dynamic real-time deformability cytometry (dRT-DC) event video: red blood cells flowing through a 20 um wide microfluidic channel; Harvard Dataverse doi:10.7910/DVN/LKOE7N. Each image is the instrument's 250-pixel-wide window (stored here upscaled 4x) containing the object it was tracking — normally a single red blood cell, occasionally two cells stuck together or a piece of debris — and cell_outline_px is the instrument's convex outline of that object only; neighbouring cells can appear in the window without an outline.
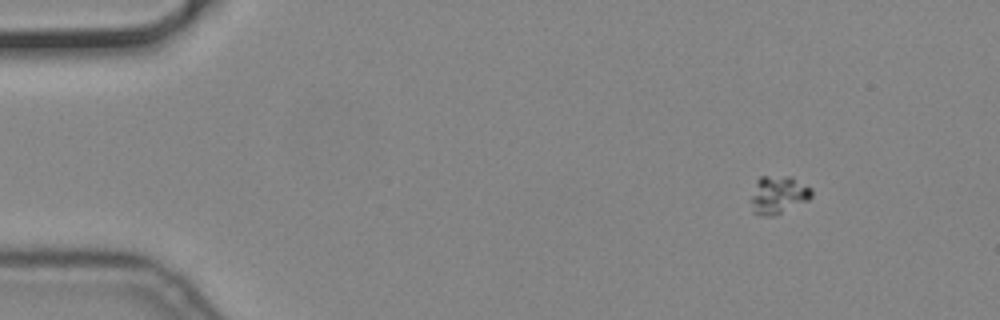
{"species": "common noctule bat (a hibernating species)", "species_latin": "Nyctalus noctula", "temperature_condition": "cold", "stored_images_in_passage": 52, "camera_frame_rate_fps": 3000, "um_per_image_px": 0.085, "animal": {"sex": "male", "body_mass_g": 19.2, "forearm_length_mm": 51.8}, "frame": {"image": 1, "passage_image": 1, "time_ms": 0.0, "image_size_px": [1000, 320], "cell_outline_px": [[812, 196], [808, 200], [776, 216], [760, 216], [752, 212], [752, 196], [756, 180], [760, 176], [792, 176], [812, 188]], "centroid_in_image_um": [66.16, 16.56], "position_along_channel_um": 18.8, "area_um2": 13.58}}
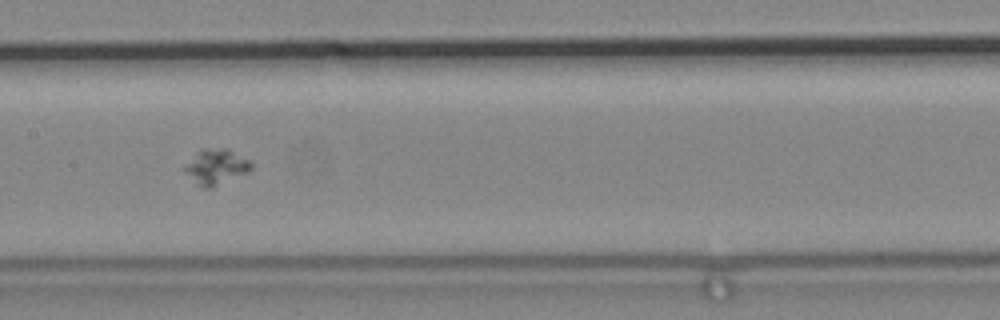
{"frame": {"image": 2, "passage_image": 23, "time_ms": 7.333, "image_size_px": [1000, 320], "cell_outline_px": [[252, 168], [248, 172], [208, 188], [204, 188], [184, 172], [184, 168], [204, 148], [228, 148], [248, 160], [252, 164]], "centroid_in_image_um": [18.42, 14.16], "position_along_channel_um": 189.0, "area_um2": 12.95}}
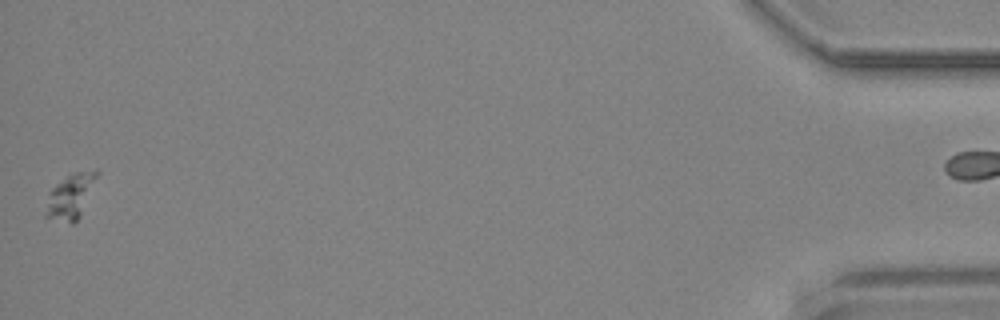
{"frame": {"image": 3, "passage_image": 51, "time_ms": 16.667, "image_size_px": [1000, 320], "cell_outline_px": [[100, 172], [80, 216], [72, 224], [44, 216], [48, 192], [56, 184], [68, 176], [76, 172]], "centroid_in_image_um": [5.96, 16.72], "position_along_channel_um": 429.2, "area_um2": 13.01}}